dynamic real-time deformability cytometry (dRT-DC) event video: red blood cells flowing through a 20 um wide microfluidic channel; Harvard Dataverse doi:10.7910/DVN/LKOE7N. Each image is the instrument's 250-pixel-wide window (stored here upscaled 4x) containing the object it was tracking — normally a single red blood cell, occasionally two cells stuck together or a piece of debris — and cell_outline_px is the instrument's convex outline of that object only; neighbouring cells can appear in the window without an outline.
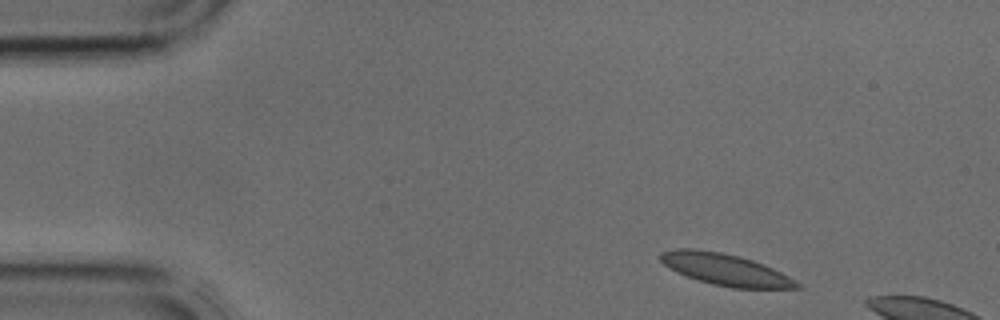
{"species": "common noctule bat (a hibernating species)", "species_latin": "Nyctalus noctula", "temperature_condition": "cold", "stored_images_in_passage": 3, "camera_frame_rate_fps": 3000, "um_per_image_px": 0.085, "animal": {"sex": "male", "body_mass_g": 17.9, "forearm_length_mm": 54.2}, "frame": {"image": 1, "passage_image": 1, "time_ms": 0.0, "image_size_px": [1000, 320], "cell_outline_px": [[800, 288], [732, 288], [712, 284], [676, 272], [668, 268], [660, 260], [660, 252], [676, 248], [692, 248], [720, 252], [740, 256], [764, 264], [788, 276], [800, 284]], "centroid_in_image_um": [61.62, 22.9], "position_along_channel_um": 23.4, "area_um2": 24.97}}